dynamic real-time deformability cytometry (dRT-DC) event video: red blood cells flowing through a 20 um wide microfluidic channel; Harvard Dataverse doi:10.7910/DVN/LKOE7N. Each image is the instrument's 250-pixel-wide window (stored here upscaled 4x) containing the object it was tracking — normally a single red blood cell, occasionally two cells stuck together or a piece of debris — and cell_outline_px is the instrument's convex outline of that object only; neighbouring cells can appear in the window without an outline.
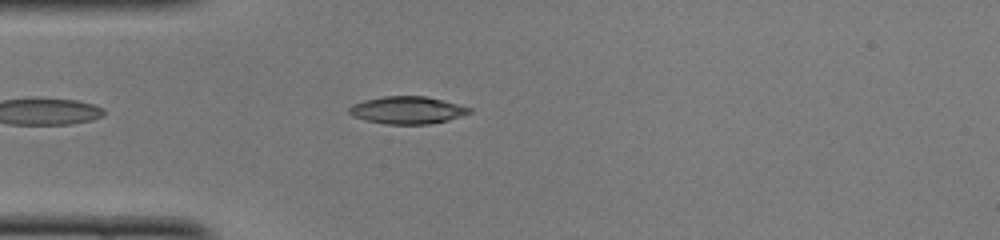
{"species": "common noctule bat (a hibernating species)", "species_latin": "Nyctalus noctula", "temperature_condition": "cold", "stored_images_in_passage": 37, "camera_frame_rate_fps": 3000, "um_per_image_px": 0.085, "animal": {"sex": "female", "body_mass_g": 22.0, "forearm_length_mm": 56.7}, "frame": {"image": 1, "passage_image": 2, "time_ms": 0.333, "image_size_px": [1000, 240], "cell_outline_px": [[472, 112], [448, 120], [428, 124], [384, 124], [364, 120], [352, 116], [348, 112], [348, 108], [352, 104], [364, 100], [384, 96], [424, 96], [472, 108]], "centroid_in_image_um": [34.56, 9.37], "position_along_channel_um": 50.4, "area_um2": 19.13}}
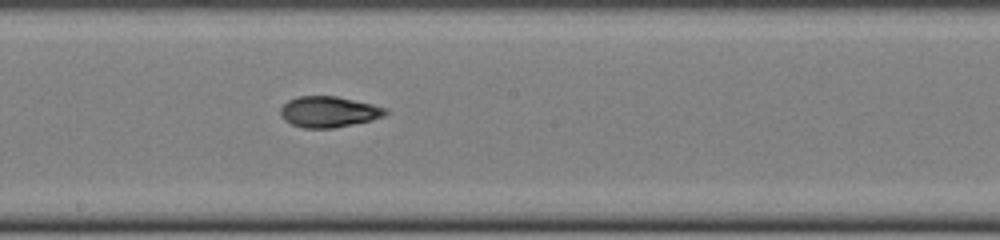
{"frame": {"image": 2, "passage_image": 15, "time_ms": 4.667, "image_size_px": [1000, 240], "cell_outline_px": [[388, 112], [384, 116], [372, 120], [332, 128], [304, 128], [292, 124], [284, 120], [280, 116], [280, 108], [288, 100], [296, 96], [336, 96], [372, 104], [388, 108]], "centroid_in_image_um": [27.93, 9.5], "position_along_channel_um": 220.3, "area_um2": 18.96}}
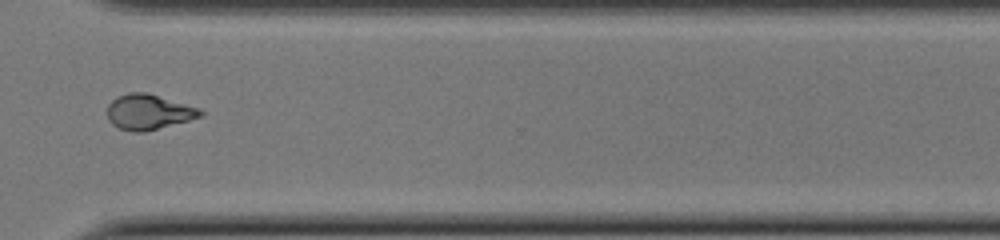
{"frame": {"image": 3, "passage_image": 25, "time_ms": 8.0, "image_size_px": [1000, 240], "cell_outline_px": [[204, 116], [144, 132], [132, 132], [120, 128], [112, 124], [108, 120], [108, 104], [116, 96], [128, 92], [144, 92], [200, 108], [204, 112]], "centroid_in_image_um": [12.62, 9.52], "position_along_channel_um": 358.0, "area_um2": 19.07}, "authors_computed_cell_mechanics": {"area_um2": 19.074, "velocity_mm_per_s": 4.1119, "shape_relaxation_time_tau1_ms": 4.7428, "shape_relaxation_time_tau2_ms": 2.5698, "deformation_change_tau1": 0.1867, "deformation_change_tau2": 0.0948}}